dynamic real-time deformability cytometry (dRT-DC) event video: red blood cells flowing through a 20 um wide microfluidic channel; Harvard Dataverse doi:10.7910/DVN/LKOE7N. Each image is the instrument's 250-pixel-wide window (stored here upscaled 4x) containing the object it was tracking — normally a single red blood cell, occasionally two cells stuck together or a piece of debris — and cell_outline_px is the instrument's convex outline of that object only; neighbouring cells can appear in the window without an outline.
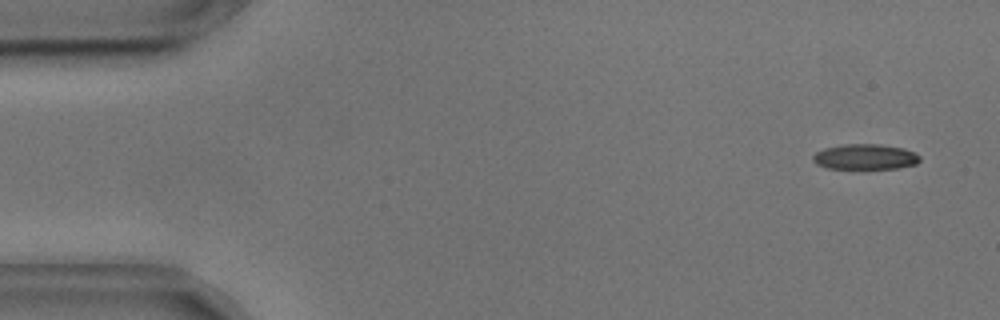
{"species": "common noctule bat (a hibernating species)", "species_latin": "Nyctalus noctula", "temperature_condition": "cold", "stored_images_in_passage": 20, "camera_frame_rate_fps": 3000, "um_per_image_px": 0.085, "animal": {"sex": "male", "body_mass_g": 17.9, "forearm_length_mm": 54.2}, "frame": {"image": 1, "passage_image": 3, "time_ms": 0.667, "image_size_px": [1000, 320], "cell_outline_px": [[920, 160], [916, 164], [900, 168], [828, 168], [816, 164], [812, 160], [812, 156], [816, 152], [824, 148], [840, 144], [880, 144], [904, 148], [916, 152], [920, 156]], "centroid_in_image_um": [73.55, 13.32], "position_along_channel_um": 11.5, "area_um2": 15.95}}